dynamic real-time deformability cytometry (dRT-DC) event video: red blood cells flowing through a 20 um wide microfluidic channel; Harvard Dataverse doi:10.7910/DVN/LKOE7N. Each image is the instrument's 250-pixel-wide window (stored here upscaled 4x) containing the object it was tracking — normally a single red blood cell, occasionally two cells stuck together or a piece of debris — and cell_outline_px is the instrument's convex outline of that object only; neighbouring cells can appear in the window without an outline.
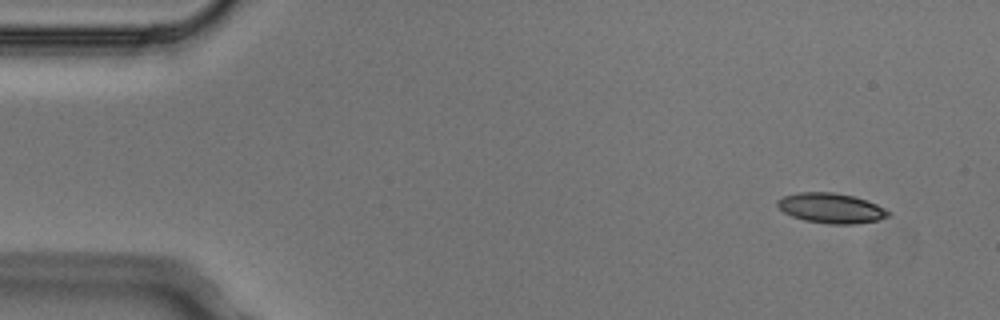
{"species": "Egyptian fruit bat (a non-hibernating species)", "species_latin": "Rousettus aegyptiacus", "temperature_condition": "cold", "stored_images_in_passage": 4, "camera_frame_rate_fps": 3000, "um_per_image_px": 0.085, "animal": {"sex": "male"}, "frame": {"image": 1, "passage_image": 1, "time_ms": 0.0, "image_size_px": [1000, 320], "cell_outline_px": [[892, 212], [888, 216], [876, 220], [852, 224], [828, 224], [804, 220], [792, 216], [784, 212], [776, 204], [776, 200], [784, 196], [800, 192], [832, 192], [852, 196], [876, 204]], "centroid_in_image_um": [70.62, 17.69], "position_along_channel_um": 14.4, "area_um2": 19.19}}
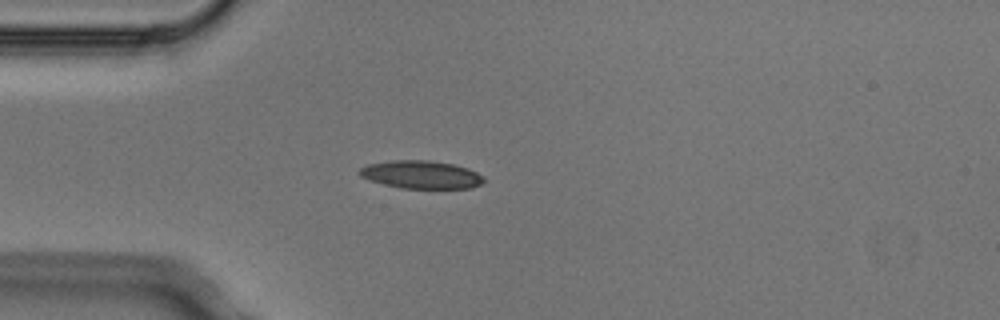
{"frame": {"image": 2, "passage_image": 4, "time_ms": 1.0, "image_size_px": [1000, 320], "cell_outline_px": [[484, 180], [480, 184], [472, 188], [400, 188], [384, 184], [360, 176], [356, 172], [360, 168], [368, 164], [392, 160], [428, 160], [452, 164], [468, 168], [484, 176]], "centroid_in_image_um": [35.79, 14.84], "position_along_channel_um": 49.2, "area_um2": 20.17}}